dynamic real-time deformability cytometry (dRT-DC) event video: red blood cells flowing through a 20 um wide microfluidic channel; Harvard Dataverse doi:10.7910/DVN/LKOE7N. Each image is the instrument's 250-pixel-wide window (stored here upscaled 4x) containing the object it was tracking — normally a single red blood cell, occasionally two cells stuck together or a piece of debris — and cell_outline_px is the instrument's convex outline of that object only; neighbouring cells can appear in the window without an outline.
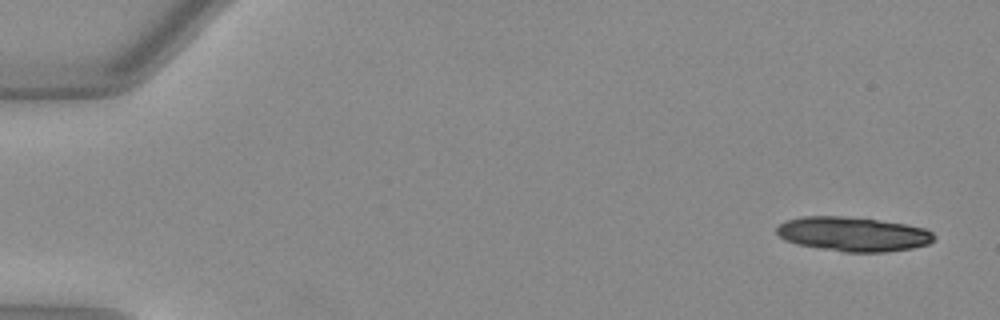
{"species": "Egyptian fruit bat (a non-hibernating species)", "species_latin": "Rousettus aegyptiacus", "temperature_condition": "warm", "stored_images_in_passage": 10, "camera_frame_rate_fps": 3000, "um_per_image_px": 0.085, "animal": {"sex": "female"}, "frame": {"image": 1, "passage_image": 1, "time_ms": 0.0, "image_size_px": [1000, 320], "cell_outline_px": [[936, 236], [928, 244], [912, 248], [884, 252], [844, 252], [796, 244], [784, 240], [776, 232], [776, 228], [784, 220], [800, 216], [844, 216], [876, 220], [904, 224], [924, 228], [932, 232]], "centroid_in_image_um": [72.47, 19.89], "position_along_channel_um": 12.5, "area_um2": 31.5}}